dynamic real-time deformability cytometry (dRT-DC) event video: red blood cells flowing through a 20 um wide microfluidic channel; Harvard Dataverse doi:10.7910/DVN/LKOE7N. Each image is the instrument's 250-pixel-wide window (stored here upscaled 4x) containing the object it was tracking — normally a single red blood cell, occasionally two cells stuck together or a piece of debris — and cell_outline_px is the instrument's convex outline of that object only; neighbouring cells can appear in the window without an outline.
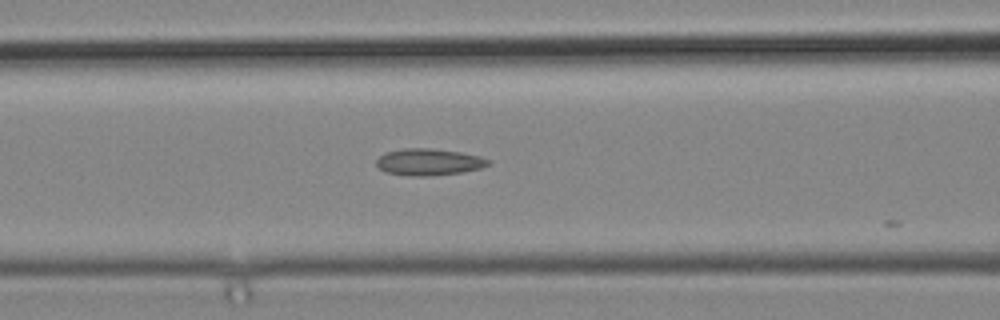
{"species": "common noctule bat (a hibernating species)", "species_latin": "Nyctalus noctula", "temperature_condition": "cold", "stored_images_in_passage": 5, "camera_frame_rate_fps": 3000, "um_per_image_px": 0.085, "animal": {"sex": "male", "body_mass_g": 19.2, "forearm_length_mm": 51.8}, "frame": {"image": 1, "passage_image": 4, "time_ms": 1.0, "image_size_px": [1000, 320], "cell_outline_px": [[492, 160], [488, 164], [480, 168], [460, 172], [428, 176], [412, 176], [388, 172], [380, 168], [376, 164], [376, 160], [384, 152], [404, 148], [432, 148], [460, 152], [480, 156]], "centroid_in_image_um": [36.44, 13.75], "position_along_channel_um": 130.2, "area_um2": 17.28}}